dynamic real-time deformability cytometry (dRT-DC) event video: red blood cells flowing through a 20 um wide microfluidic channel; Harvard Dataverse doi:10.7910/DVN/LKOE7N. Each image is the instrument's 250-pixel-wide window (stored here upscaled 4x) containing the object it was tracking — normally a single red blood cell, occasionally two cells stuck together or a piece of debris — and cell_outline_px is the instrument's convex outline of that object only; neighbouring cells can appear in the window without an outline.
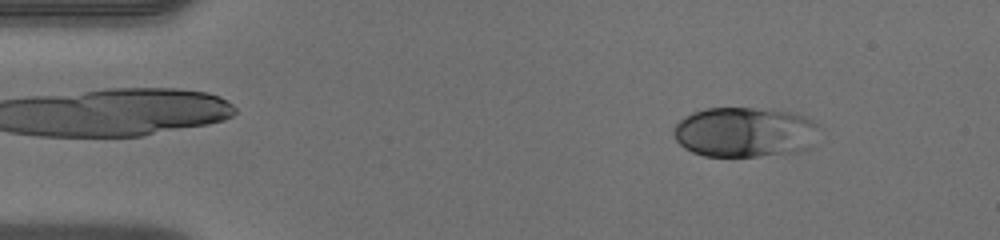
{"species": "human", "species_latin": "Homo sapiens", "temperature_condition": "warm", "stored_images_in_passage": 46, "camera_frame_rate_fps": 3000, "um_per_image_px": 0.085, "donor": {"sex": "male"}, "frame": {"image": 1, "passage_image": 5, "time_ms": 1.333, "image_size_px": [1000, 240], "cell_outline_px": [[820, 124], [812, 148], [800, 152], [756, 156], [704, 156], [692, 152], [684, 148], [676, 140], [672, 128], [684, 116], [692, 112], [704, 108], [752, 108], [788, 112], [808, 116]], "centroid_in_image_um": [63.33, 11.24], "position_along_channel_um": 21.7, "area_um2": 43.0}}
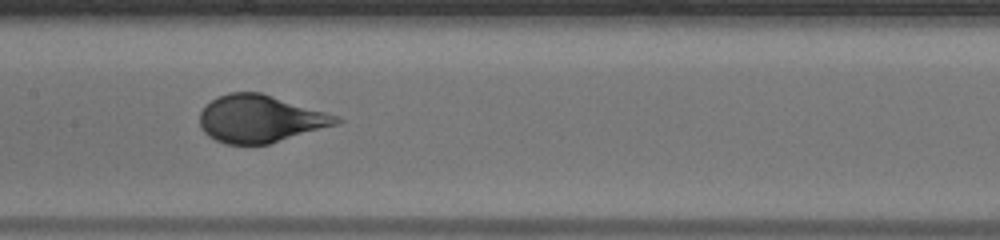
{"frame": {"image": 2, "passage_image": 22, "time_ms": 7.0, "image_size_px": [1000, 240], "cell_outline_px": [[344, 120], [336, 124], [268, 144], [224, 144], [208, 136], [200, 128], [200, 112], [216, 96], [228, 92], [260, 92], [340, 116]], "centroid_in_image_um": [22.09, 10.09], "position_along_channel_um": 185.3, "area_um2": 37.51}}
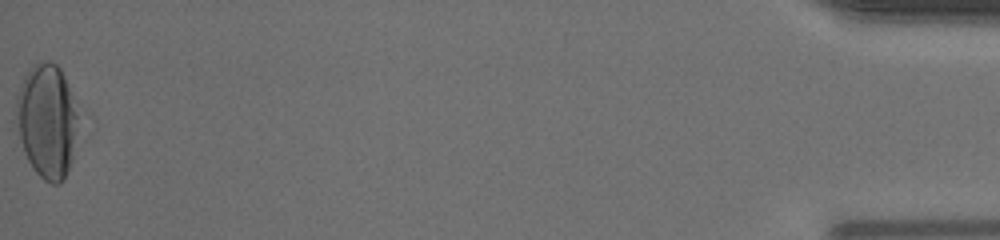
{"frame": {"image": 3, "passage_image": 46, "time_ms": 15.0, "image_size_px": [1000, 240], "cell_outline_px": [[80, 136], [72, 160], [64, 180], [60, 184], [52, 184], [44, 180], [32, 168], [24, 152], [12, 120], [16, 96], [24, 76], [40, 60], [52, 60], [60, 68], [64, 76], [68, 88], [76, 116]], "centroid_in_image_um": [3.96, 10.33], "position_along_channel_um": 431.2, "area_um2": 42.08}}